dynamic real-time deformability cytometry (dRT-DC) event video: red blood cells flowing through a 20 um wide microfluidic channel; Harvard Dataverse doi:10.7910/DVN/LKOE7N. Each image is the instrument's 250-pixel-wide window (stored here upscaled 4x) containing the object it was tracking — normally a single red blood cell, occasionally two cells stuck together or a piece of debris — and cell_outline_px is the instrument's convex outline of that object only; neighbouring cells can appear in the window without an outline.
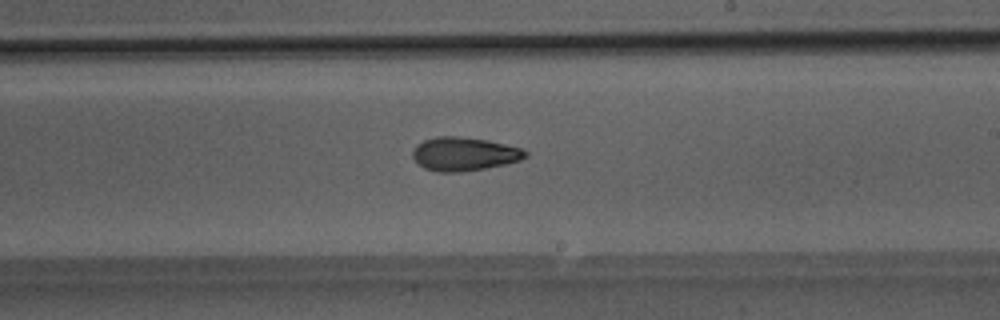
{"species": "Egyptian fruit bat (a non-hibernating species)", "species_latin": "Rousettus aegyptiacus", "temperature_condition": "room temperature", "stored_images_in_passage": 34, "camera_frame_rate_fps": 3000, "um_per_image_px": 0.085, "animal": {"sex": "male"}, "frame": {"image": 1, "passage_image": 15, "time_ms": 4.667, "image_size_px": [1000, 320], "cell_outline_px": [[528, 156], [520, 160], [504, 164], [484, 168], [460, 172], [440, 172], [424, 168], [412, 156], [412, 152], [416, 144], [424, 140], [436, 136], [456, 136], [484, 140], [504, 144], [520, 148], [528, 152]], "centroid_in_image_um": [39.43, 13.08], "position_along_channel_um": 249.6, "area_um2": 21.79}}